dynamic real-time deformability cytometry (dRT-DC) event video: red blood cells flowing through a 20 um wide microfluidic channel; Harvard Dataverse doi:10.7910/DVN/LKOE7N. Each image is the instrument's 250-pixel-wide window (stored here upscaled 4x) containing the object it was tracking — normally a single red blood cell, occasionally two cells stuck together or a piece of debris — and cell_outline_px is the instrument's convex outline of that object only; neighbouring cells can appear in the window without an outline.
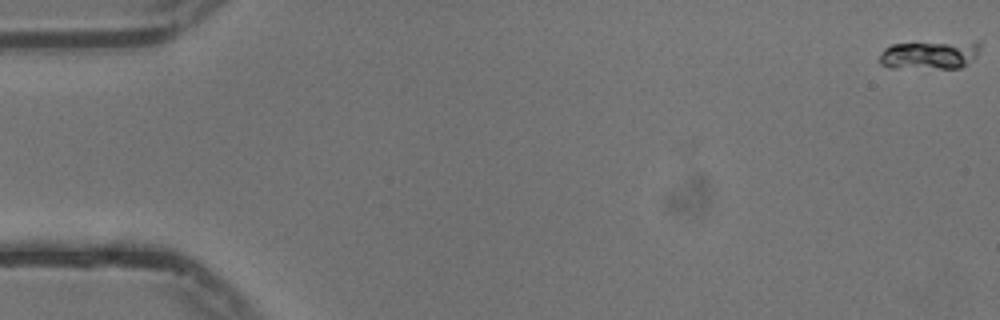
{"species": "common noctule bat (a hibernating species)", "species_latin": "Nyctalus noctula", "temperature_condition": "cold", "stored_images_in_passage": 4, "camera_frame_rate_fps": 3000, "um_per_image_px": 0.085, "animal": {"sex": "male", "body_mass_g": 13.3}, "frame": {"image": 1, "passage_image": 1, "time_ms": 0.0, "image_size_px": [1000, 320], "cell_outline_px": [[980, 48], [976, 56], [968, 64], [960, 68], [888, 68], [880, 64], [876, 60], [880, 52], [884, 48], [892, 44], [980, 44]], "centroid_in_image_um": [78.86, 4.74], "position_along_channel_um": 6.1, "area_um2": 16.07}}